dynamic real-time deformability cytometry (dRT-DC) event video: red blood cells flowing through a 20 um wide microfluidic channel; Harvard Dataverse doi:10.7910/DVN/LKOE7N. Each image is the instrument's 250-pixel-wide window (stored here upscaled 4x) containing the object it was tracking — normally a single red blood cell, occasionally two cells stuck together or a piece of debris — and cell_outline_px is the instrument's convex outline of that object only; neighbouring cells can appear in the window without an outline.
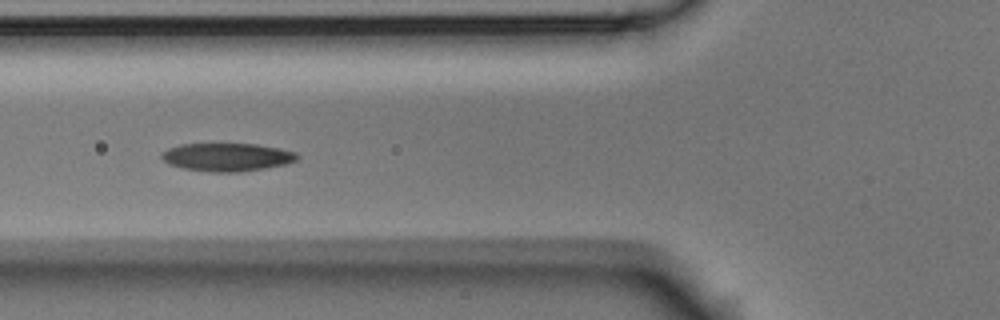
{"species": "Egyptian fruit bat (a non-hibernating species)", "species_latin": "Rousettus aegyptiacus", "temperature_condition": "room temperature", "stored_images_in_passage": 6, "camera_frame_rate_fps": 3000, "um_per_image_px": 0.085, "animal": {"sex": "male"}, "frame": {"image": 1, "passage_image": 5, "time_ms": 1.333, "image_size_px": [1000, 320], "cell_outline_px": [[300, 156], [296, 160], [284, 164], [268, 168], [240, 172], [208, 172], [184, 168], [168, 164], [160, 156], [160, 152], [168, 148], [180, 144], [256, 144], [296, 152]], "centroid_in_image_um": [19.27, 13.36], "position_along_channel_um": 106.5, "area_um2": 22.25}}
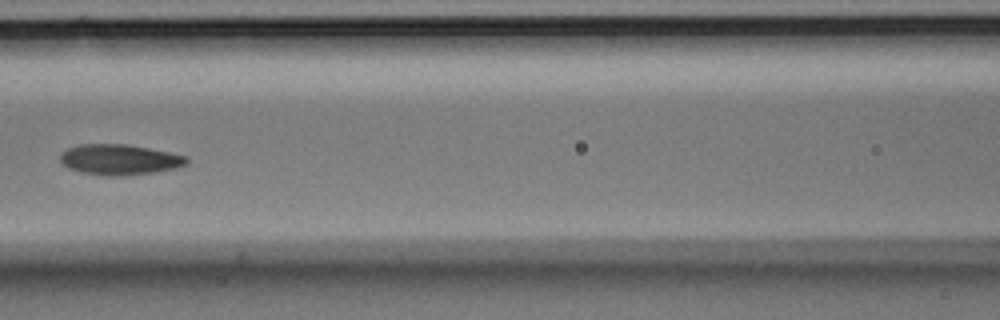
{"frame": {"image": 2, "passage_image": 6, "time_ms": 1.667, "image_size_px": [1000, 320], "cell_outline_px": [[188, 164], [176, 168], [152, 172], [112, 176], [104, 176], [80, 172], [68, 168], [60, 160], [60, 156], [68, 148], [80, 144], [124, 144], [148, 148], [188, 156]], "centroid_in_image_um": [10.16, 13.56], "position_along_channel_um": 156.4, "area_um2": 22.25}}